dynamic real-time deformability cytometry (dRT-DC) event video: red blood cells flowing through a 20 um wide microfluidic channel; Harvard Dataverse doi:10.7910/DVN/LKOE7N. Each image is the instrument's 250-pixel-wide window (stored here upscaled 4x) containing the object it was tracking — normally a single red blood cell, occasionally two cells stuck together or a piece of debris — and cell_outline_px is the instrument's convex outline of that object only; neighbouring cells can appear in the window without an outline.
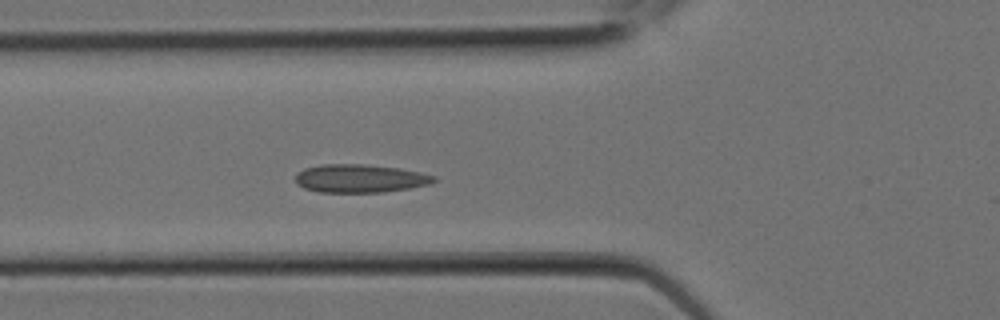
{"species": "Egyptian fruit bat (a non-hibernating species)", "species_latin": "Rousettus aegyptiacus", "temperature_condition": "room temperature", "stored_images_in_passage": 4, "camera_frame_rate_fps": 3000, "um_per_image_px": 0.085, "animal": {"sex": "female"}, "frame": {"image": 1, "passage_image": 4, "time_ms": 1.0, "image_size_px": [1000, 320], "cell_outline_px": [[436, 180], [432, 184], [384, 192], [320, 192], [304, 188], [296, 184], [296, 172], [304, 168], [320, 164], [368, 164], [400, 168], [420, 172], [436, 176]], "centroid_in_image_um": [30.6, 15.16], "position_along_channel_um": 95.2, "area_um2": 23.0}}